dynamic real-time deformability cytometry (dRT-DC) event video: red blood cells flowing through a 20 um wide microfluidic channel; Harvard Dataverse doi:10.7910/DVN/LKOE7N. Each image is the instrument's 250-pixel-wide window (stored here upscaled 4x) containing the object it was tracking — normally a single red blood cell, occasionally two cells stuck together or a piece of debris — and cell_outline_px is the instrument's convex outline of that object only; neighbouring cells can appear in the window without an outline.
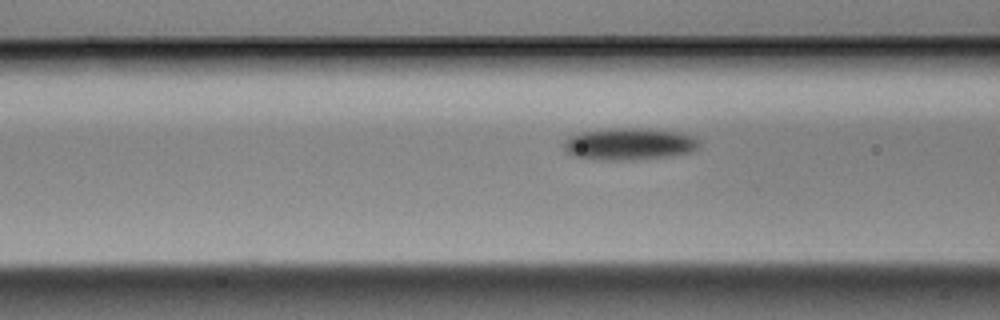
{"species": "Egyptian fruit bat (a non-hibernating species)", "species_latin": "Rousettus aegyptiacus", "temperature_condition": "cold", "stored_images_in_passage": 34, "camera_frame_rate_fps": 3000, "um_per_image_px": 0.085, "animal": {"sex": "male"}, "frame": {"image": 1, "passage_image": 11, "time_ms": 3.333, "image_size_px": [1000, 320], "cell_outline_px": [[700, 144], [692, 152], [672, 156], [632, 160], [596, 160], [568, 156], [564, 148], [564, 140], [568, 136], [580, 132], [608, 128], [648, 128], [680, 132], [692, 136], [700, 140]], "centroid_in_image_um": [53.45, 12.24], "position_along_channel_um": 113.2, "area_um2": 25.89}}
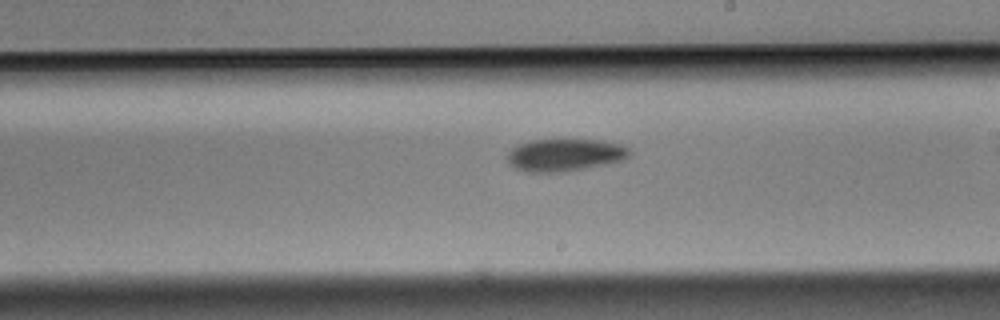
{"frame": {"image": 2, "passage_image": 22, "time_ms": 7.0, "image_size_px": [1000, 320], "cell_outline_px": [[632, 152], [624, 160], [608, 164], [568, 172], [524, 172], [508, 164], [508, 152], [512, 148], [520, 144], [532, 140], [604, 140], [620, 144], [628, 148]], "centroid_in_image_um": [48.04, 13.19], "position_along_channel_um": 241.0, "area_um2": 23.29}}
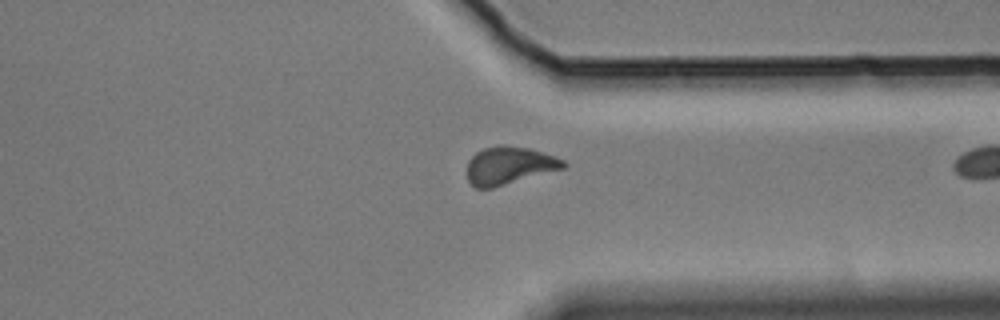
{"frame": {"image": 3, "passage_image": 33, "time_ms": 10.667, "image_size_px": [1000, 320], "cell_outline_px": [[568, 164], [564, 168], [492, 188], [476, 188], [468, 180], [468, 160], [476, 152], [484, 148], [496, 144], [504, 144], [528, 148], [556, 156], [564, 160]], "centroid_in_image_um": [43.29, 14.05], "position_along_channel_um": 368.1, "area_um2": 21.21}}